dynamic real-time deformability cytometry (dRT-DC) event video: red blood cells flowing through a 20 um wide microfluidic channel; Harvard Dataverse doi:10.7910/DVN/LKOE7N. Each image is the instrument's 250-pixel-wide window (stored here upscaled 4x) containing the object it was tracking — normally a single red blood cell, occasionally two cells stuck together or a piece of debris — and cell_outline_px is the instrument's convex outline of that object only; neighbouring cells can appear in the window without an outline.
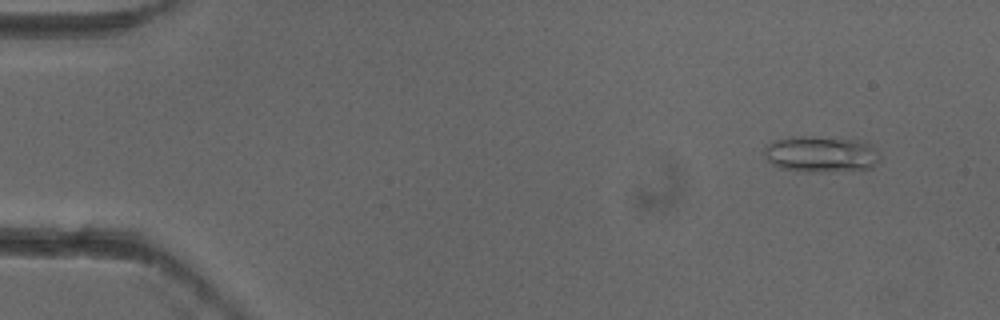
{"species": "common noctule bat (a hibernating species)", "species_latin": "Nyctalus noctula", "temperature_condition": "cold", "stored_images_in_passage": 5, "camera_frame_rate_fps": 3000, "um_per_image_px": 0.085, "animal": {"sex": "female"}, "frame": {"image": 1, "passage_image": 2, "time_ms": 0.333, "image_size_px": [1000, 320], "cell_outline_px": [[880, 160], [872, 168], [816, 172], [804, 172], [780, 168], [772, 164], [764, 156], [764, 148], [768, 144], [776, 140], [792, 136], [800, 136], [860, 140], [876, 148], [880, 156]], "centroid_in_image_um": [69.78, 13.11], "position_along_channel_um": 15.2, "area_um2": 24.39}}